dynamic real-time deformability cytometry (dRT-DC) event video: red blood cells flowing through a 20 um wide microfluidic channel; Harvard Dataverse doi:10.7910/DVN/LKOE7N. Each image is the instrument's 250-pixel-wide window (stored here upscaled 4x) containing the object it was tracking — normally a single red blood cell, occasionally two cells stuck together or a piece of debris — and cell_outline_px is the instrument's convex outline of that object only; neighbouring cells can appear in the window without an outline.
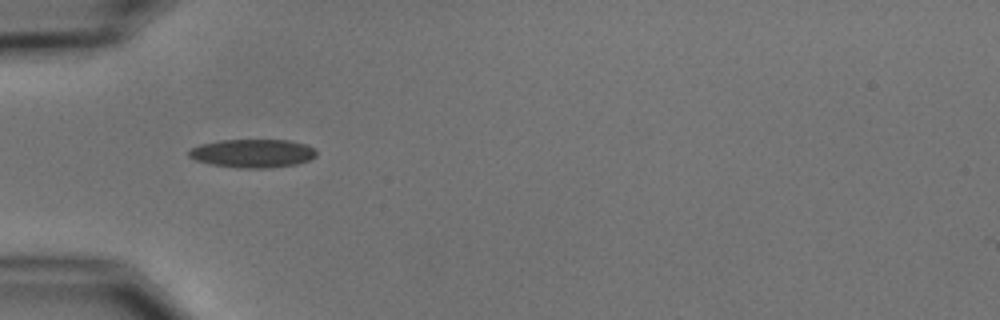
{"species": "common noctule bat (a hibernating species)", "species_latin": "Nyctalus noctula", "temperature_condition": "cold", "stored_images_in_passage": 6, "camera_frame_rate_fps": 3000, "um_per_image_px": 0.085, "animal": {"sex": "male", "body_mass_g": 15.6}, "frame": {"image": 1, "passage_image": 6, "time_ms": 5.667, "image_size_px": [1000, 320], "cell_outline_px": [[316, 156], [308, 160], [296, 164], [268, 168], [236, 168], [208, 164], [196, 160], [188, 156], [188, 148], [200, 144], [220, 140], [288, 140], [308, 144], [316, 152]], "centroid_in_image_um": [21.43, 13.03], "position_along_channel_um": 63.6, "area_um2": 21.33}}